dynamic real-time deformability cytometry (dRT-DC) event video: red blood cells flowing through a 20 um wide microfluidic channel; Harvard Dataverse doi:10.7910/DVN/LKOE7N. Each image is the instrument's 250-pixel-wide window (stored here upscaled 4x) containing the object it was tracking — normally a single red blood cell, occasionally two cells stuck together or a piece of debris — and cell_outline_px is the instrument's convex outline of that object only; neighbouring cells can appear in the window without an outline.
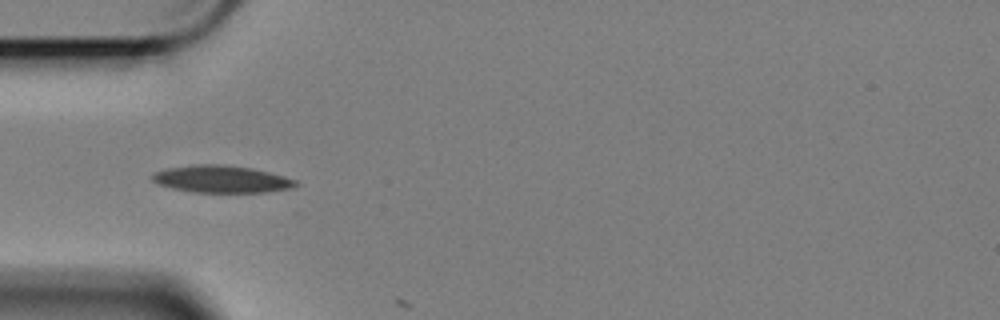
{"species": "Egyptian fruit bat (a non-hibernating species)", "species_latin": "Rousettus aegyptiacus", "temperature_condition": "cold", "stored_images_in_passage": 18, "camera_frame_rate_fps": 3000, "um_per_image_px": 0.085, "animal": {"sex": "female"}, "frame": {"image": 1, "passage_image": 17, "time_ms": 5.333, "image_size_px": [1000, 320], "cell_outline_px": [[300, 184], [292, 188], [264, 192], [192, 192], [172, 188], [156, 184], [152, 180], [152, 176], [156, 172], [168, 168], [196, 164], [224, 164], [252, 168], [284, 176], [296, 180]], "centroid_in_image_um": [18.84, 15.22], "position_along_channel_um": 66.2, "area_um2": 22.72}}